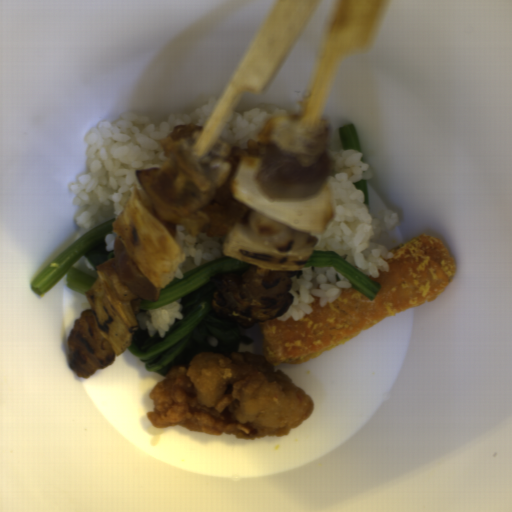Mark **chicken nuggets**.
I'll return each mask as SVG.
<instances>
[{
  "label": "chicken nuggets",
  "instance_id": "chicken-nuggets-1",
  "mask_svg": "<svg viewBox=\"0 0 512 512\" xmlns=\"http://www.w3.org/2000/svg\"><path fill=\"white\" fill-rule=\"evenodd\" d=\"M203 126L185 123L157 140L163 167L134 170L147 198L165 222L201 236L210 224L203 205L214 200L219 187L232 177L243 156H257L256 184L270 198L294 199L318 193L325 183L329 121L307 125L299 115L268 121L256 141L234 147L216 140L202 153H193Z\"/></svg>",
  "mask_w": 512,
  "mask_h": 512
},
{
  "label": "chicken nuggets",
  "instance_id": "chicken-nuggets-2",
  "mask_svg": "<svg viewBox=\"0 0 512 512\" xmlns=\"http://www.w3.org/2000/svg\"><path fill=\"white\" fill-rule=\"evenodd\" d=\"M302 270H271L267 276L256 265L241 272H225L210 277L211 308L217 319L243 328L281 317L288 312L293 296L292 278Z\"/></svg>",
  "mask_w": 512,
  "mask_h": 512
},
{
  "label": "chicken nuggets",
  "instance_id": "chicken-nuggets-3",
  "mask_svg": "<svg viewBox=\"0 0 512 512\" xmlns=\"http://www.w3.org/2000/svg\"><path fill=\"white\" fill-rule=\"evenodd\" d=\"M68 364L76 377L89 379L96 369L106 368L115 361L113 346L101 333L93 309H84L68 338Z\"/></svg>",
  "mask_w": 512,
  "mask_h": 512
},
{
  "label": "chicken nuggets",
  "instance_id": "chicken-nuggets-4",
  "mask_svg": "<svg viewBox=\"0 0 512 512\" xmlns=\"http://www.w3.org/2000/svg\"><path fill=\"white\" fill-rule=\"evenodd\" d=\"M113 254V259L96 267V270L108 277L114 296L120 301L130 303L132 312L137 316L141 308V301L143 299L158 301L159 290L155 284L139 272L118 236L114 238Z\"/></svg>",
  "mask_w": 512,
  "mask_h": 512
},
{
  "label": "chicken nuggets",
  "instance_id": "chicken-nuggets-5",
  "mask_svg": "<svg viewBox=\"0 0 512 512\" xmlns=\"http://www.w3.org/2000/svg\"><path fill=\"white\" fill-rule=\"evenodd\" d=\"M245 226L250 228L255 237L283 254L302 249L310 238L308 233L291 229L255 211L247 215Z\"/></svg>",
  "mask_w": 512,
  "mask_h": 512
}]
</instances>
